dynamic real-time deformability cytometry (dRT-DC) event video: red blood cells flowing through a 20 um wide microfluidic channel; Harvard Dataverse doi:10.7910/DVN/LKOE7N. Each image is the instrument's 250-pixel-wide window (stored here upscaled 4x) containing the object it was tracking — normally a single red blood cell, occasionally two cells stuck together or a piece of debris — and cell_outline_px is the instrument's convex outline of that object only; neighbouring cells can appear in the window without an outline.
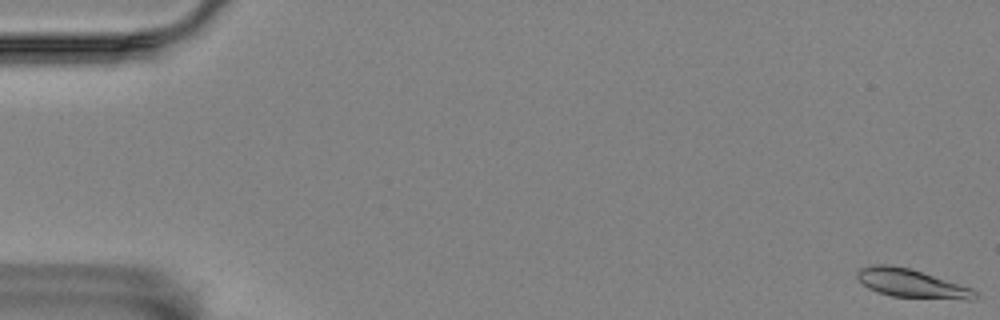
{"species": "Egyptian fruit bat (a non-hibernating species)", "species_latin": "Rousettus aegyptiacus", "temperature_condition": "room temperature", "stored_images_in_passage": 14, "camera_frame_rate_fps": 3000, "um_per_image_px": 0.085, "animal": {"sex": "female"}, "frame": {"image": 1, "passage_image": 1, "time_ms": 0.0, "image_size_px": [1000, 320], "cell_outline_px": [[980, 296], [972, 300], [964, 300], [892, 296], [876, 292], [868, 288], [856, 276], [856, 272], [860, 268], [872, 264], [892, 264], [908, 268], [972, 288]], "centroid_in_image_um": [77.47, 24.09], "position_along_channel_um": 7.5, "area_um2": 19.59}}